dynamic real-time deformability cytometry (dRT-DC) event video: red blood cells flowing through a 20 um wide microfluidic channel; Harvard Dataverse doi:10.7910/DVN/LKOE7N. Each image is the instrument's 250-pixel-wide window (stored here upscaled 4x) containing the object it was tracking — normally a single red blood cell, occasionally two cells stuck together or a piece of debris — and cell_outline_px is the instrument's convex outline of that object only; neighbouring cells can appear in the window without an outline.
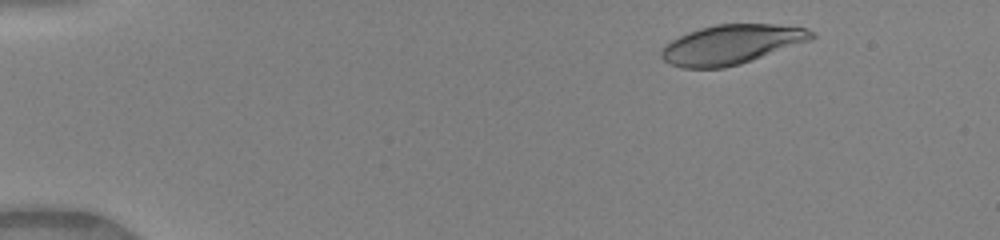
{"species": "human", "species_latin": "Homo sapiens", "temperature_condition": "warm", "stored_images_in_passage": 48, "camera_frame_rate_fps": 3000, "um_per_image_px": 0.085, "donor": {"sex": "female"}, "frame": {"image": 1, "passage_image": 5, "time_ms": 1.333, "image_size_px": [1000, 240], "cell_outline_px": [[816, 36], [812, 40], [740, 64], [724, 68], [680, 68], [664, 60], [660, 56], [660, 48], [672, 40], [688, 32], [700, 28], [716, 24], [776, 24], [808, 28], [816, 32]], "centroid_in_image_um": [62.2, 3.77], "position_along_channel_um": 22.8, "area_um2": 34.74}}
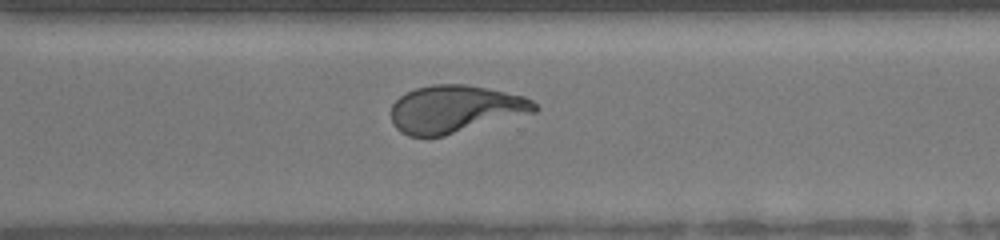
{"frame": {"image": 2, "passage_image": 35, "time_ms": 11.333, "image_size_px": [1000, 240], "cell_outline_px": [[540, 108], [536, 112], [444, 136], [408, 136], [400, 132], [392, 124], [392, 104], [404, 92], [416, 88], [432, 84], [464, 84], [488, 88], [524, 96], [532, 100]], "centroid_in_image_um": [38.69, 9.27], "position_along_channel_um": 331.9, "area_um2": 39.94}}
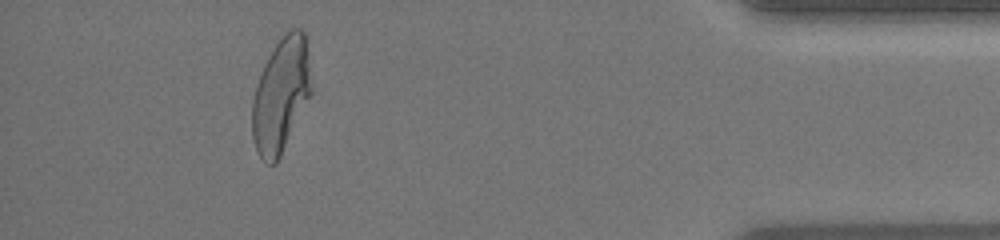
{"frame": {"image": 3, "passage_image": 44, "time_ms": 14.333, "image_size_px": [1000, 240], "cell_outline_px": [[312, 92], [276, 164], [268, 164], [256, 152], [252, 136], [252, 100], [256, 84], [264, 64], [276, 44], [284, 32], [292, 28], [300, 28], [304, 32], [312, 88]], "centroid_in_image_um": [23.86, 8.08], "position_along_channel_um": 411.3, "area_um2": 39.13}, "authors_computed_cell_mechanics": {"area_um2": 39.2173, "velocity_mm_per_s": 4.1207, "shape_relaxation_time_tau1_ms": 5.2098, "shape_relaxation_time_tau2_ms": 0.9178, "deformation_change_tau1": 0.2334, "deformation_change_tau2": 0.0925}}